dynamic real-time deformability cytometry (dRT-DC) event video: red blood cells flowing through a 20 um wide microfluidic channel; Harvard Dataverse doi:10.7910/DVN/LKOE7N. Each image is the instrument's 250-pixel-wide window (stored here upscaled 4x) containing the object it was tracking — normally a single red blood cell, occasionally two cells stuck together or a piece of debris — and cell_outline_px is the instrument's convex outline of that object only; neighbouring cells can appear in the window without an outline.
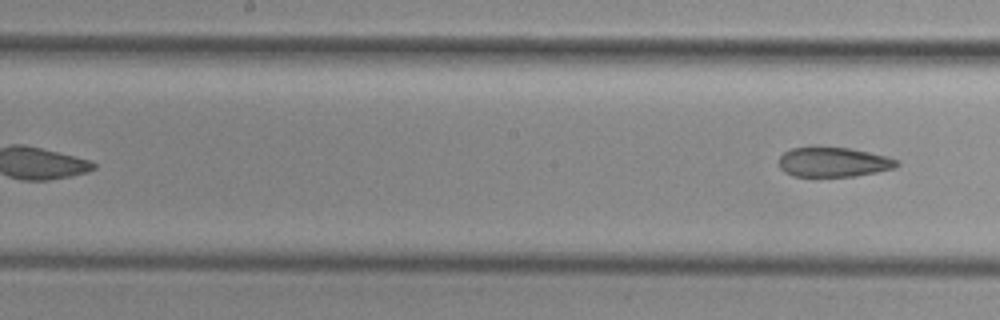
{"species": "common noctule bat (a hibernating species)", "species_latin": "Nyctalus noctula", "temperature_condition": "cold", "stored_images_in_passage": 7, "segment_of_instrument_passage": [2, 2], "camera_frame_rate_fps": 3000, "um_per_image_px": 0.085, "animal": {"sex": "female", "body_mass_g": 29.2, "forearm_length_mm": 56.3}, "frame": {"image": 1, "passage_image": 7, "time_ms": 9.667, "image_size_px": [1000, 320], "cell_outline_px": [[900, 164], [896, 168], [856, 176], [792, 176], [784, 172], [780, 168], [780, 156], [784, 152], [792, 148], [848, 148], [888, 156], [900, 160]], "centroid_in_image_um": [70.89, 13.79], "position_along_channel_um": 177.3, "area_um2": 20.23}}